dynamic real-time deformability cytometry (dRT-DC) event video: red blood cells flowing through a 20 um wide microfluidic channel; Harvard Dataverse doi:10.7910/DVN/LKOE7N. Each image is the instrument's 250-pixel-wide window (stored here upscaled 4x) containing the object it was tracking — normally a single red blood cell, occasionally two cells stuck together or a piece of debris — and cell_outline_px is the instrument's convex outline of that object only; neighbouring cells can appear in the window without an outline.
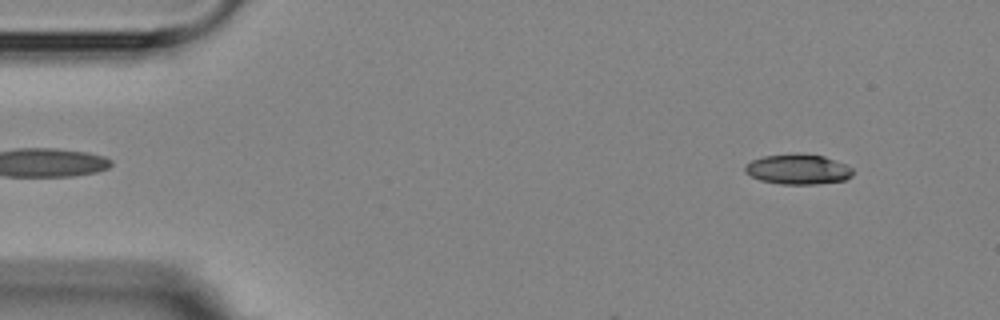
{"species": "Egyptian fruit bat (a non-hibernating species)", "species_latin": "Rousettus aegyptiacus", "temperature_condition": "room temperature", "stored_images_in_passage": 2, "camera_frame_rate_fps": 3000, "um_per_image_px": 0.085, "animal": {"sex": "female"}, "frame": {"image": 1, "passage_image": 2, "time_ms": 1.333, "image_size_px": [1000, 320], "cell_outline_px": [[852, 176], [844, 180], [816, 184], [780, 184], [760, 180], [744, 172], [744, 168], [752, 160], [764, 156], [824, 156], [844, 164], [852, 168]], "centroid_in_image_um": [67.83, 14.44], "position_along_channel_um": 17.2, "area_um2": 18.09}}